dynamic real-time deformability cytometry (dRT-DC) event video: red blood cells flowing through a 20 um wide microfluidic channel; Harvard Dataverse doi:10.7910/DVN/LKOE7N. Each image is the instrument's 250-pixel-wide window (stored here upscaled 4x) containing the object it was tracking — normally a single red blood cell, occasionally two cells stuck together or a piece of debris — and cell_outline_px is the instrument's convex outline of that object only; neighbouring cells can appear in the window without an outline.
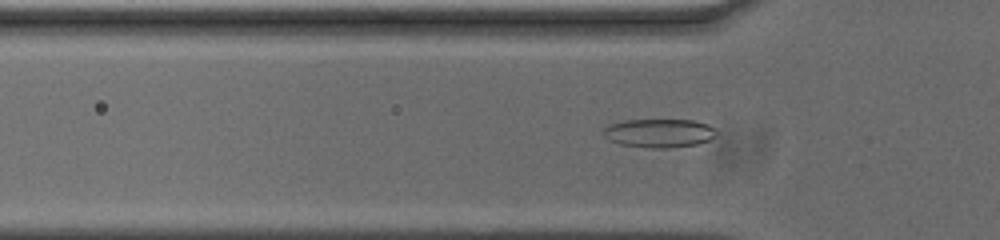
{"species": "common noctule bat (a hibernating species)", "species_latin": "Nyctalus noctula", "temperature_condition": "cold", "stored_images_in_passage": 52, "camera_frame_rate_fps": 3000, "um_per_image_px": 0.085, "animal": {"sex": "male", "body_mass_g": 20.0, "forearm_length_mm": 53.3}, "frame": {"image": 1, "passage_image": 14, "time_ms": 4.333, "image_size_px": [1000, 240], "cell_outline_px": [[716, 136], [708, 140], [696, 144], [668, 148], [648, 148], [620, 144], [608, 140], [604, 136], [604, 128], [608, 124], [624, 120], [696, 120], [708, 124], [716, 132]], "centroid_in_image_um": [56.0, 11.31], "position_along_channel_um": 69.8, "area_um2": 18.9}}
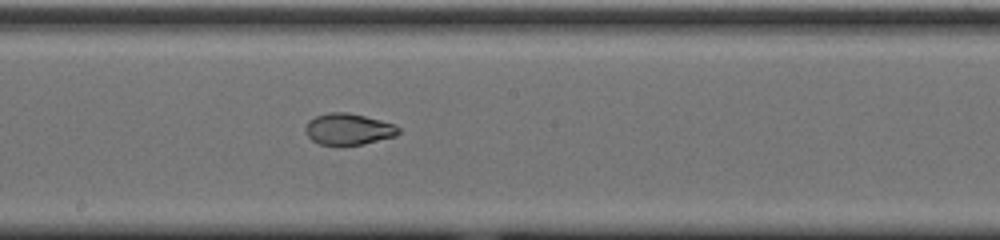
{"frame": {"image": 2, "passage_image": 26, "time_ms": 8.333, "image_size_px": [1000, 240], "cell_outline_px": [[400, 132], [396, 136], [364, 144], [340, 148], [320, 144], [312, 140], [308, 136], [304, 128], [308, 120], [316, 116], [328, 112], [348, 112], [396, 124], [400, 128]], "centroid_in_image_um": [29.61, 11.01], "position_along_channel_um": 218.6, "area_um2": 17.63}}
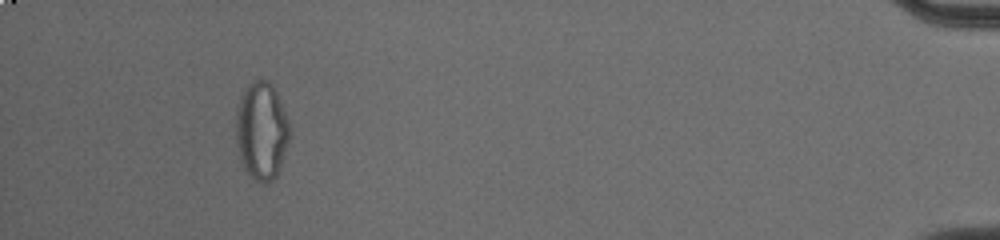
{"frame": {"image": 3, "passage_image": 48, "time_ms": 15.667, "image_size_px": [1000, 240], "cell_outline_px": [[288, 140], [276, 176], [272, 180], [264, 184], [260, 184], [244, 168], [236, 144], [236, 112], [240, 96], [248, 84], [252, 80], [268, 80], [276, 88], [288, 120]], "centroid_in_image_um": [22.21, 11.07], "position_along_channel_um": 413.0, "area_um2": 30.35}, "authors_computed_cell_mechanics": {"area_um2": 19.1318, "velocity_mm_per_s": 3.696, "shape_relaxation_time_tau1_ms": null, "shape_relaxation_time_tau2_ms": 2.2357, "deformation_change_tau1": null, "deformation_change_tau2": 0.0507}}